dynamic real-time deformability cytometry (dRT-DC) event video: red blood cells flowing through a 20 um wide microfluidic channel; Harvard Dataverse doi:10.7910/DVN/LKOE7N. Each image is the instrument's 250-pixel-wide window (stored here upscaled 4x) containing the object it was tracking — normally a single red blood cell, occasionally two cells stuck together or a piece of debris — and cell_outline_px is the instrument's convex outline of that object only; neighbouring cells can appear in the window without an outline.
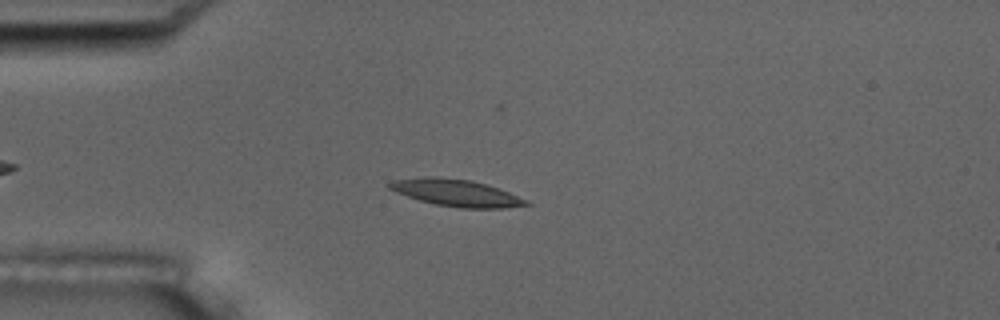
{"species": "common noctule bat (a hibernating species)", "species_latin": "Nyctalus noctula", "temperature_condition": "room temperature", "stored_images_in_passage": 50, "camera_frame_rate_fps": 3000, "um_per_image_px": 0.085, "animal": {"sex": "male", "body_mass_g": 17.5, "forearm_length_mm": 52.3}, "frame": {"image": 1, "passage_image": 10, "time_ms": 3.0, "image_size_px": [1000, 320], "cell_outline_px": [[532, 204], [504, 208], [460, 208], [436, 204], [420, 200], [396, 192], [388, 188], [384, 184], [392, 180], [428, 176], [436, 176], [468, 180], [488, 184], [528, 200]], "centroid_in_image_um": [38.75, 16.38], "position_along_channel_um": 46.2, "area_um2": 21.44}}
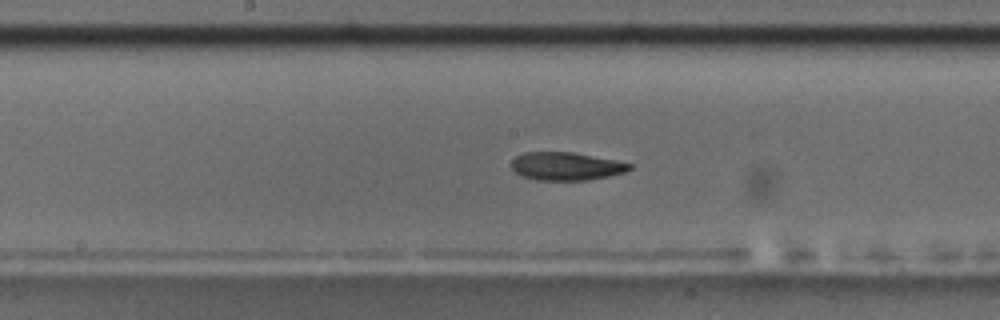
{"frame": {"image": 2, "passage_image": 24, "time_ms": 7.667, "image_size_px": [1000, 320], "cell_outline_px": [[632, 168], [624, 172], [608, 176], [588, 180], [536, 180], [524, 176], [516, 172], [512, 168], [512, 160], [516, 156], [524, 152], [572, 152], [616, 160], [632, 164]], "centroid_in_image_um": [48.13, 14.12], "position_along_channel_um": 200.1, "area_um2": 19.19}}
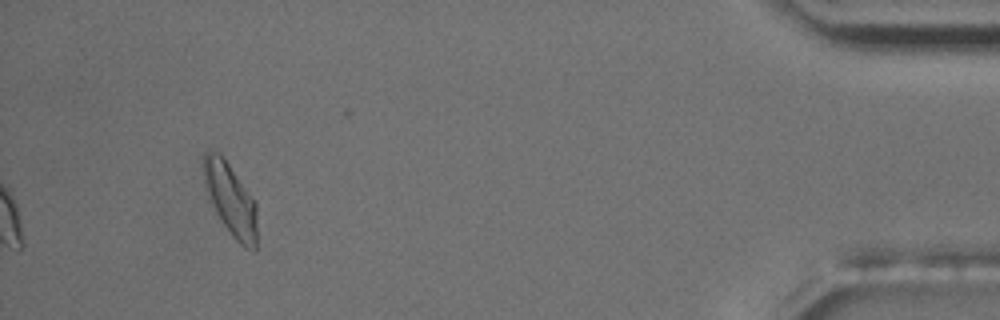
{"frame": {"image": 3, "passage_image": 47, "time_ms": 15.333, "image_size_px": [1000, 320], "cell_outline_px": [[256, 252], [252, 252], [244, 248], [232, 236], [208, 200], [204, 188], [200, 164], [204, 152], [208, 148], [212, 148], [220, 152], [256, 204]], "centroid_in_image_um": [19.51, 16.89], "position_along_channel_um": 415.7, "area_um2": 23.06}, "authors_computed_cell_mechanics": {"area_um2": 20.3167, "velocity_mm_per_s": 3.6798, "shape_relaxation_time_tau1_ms": 5.9162, "shape_relaxation_time_tau2_ms": 4.4601, "deformation_change_tau1": 0.1429, "deformation_change_tau2": 0.1106}}